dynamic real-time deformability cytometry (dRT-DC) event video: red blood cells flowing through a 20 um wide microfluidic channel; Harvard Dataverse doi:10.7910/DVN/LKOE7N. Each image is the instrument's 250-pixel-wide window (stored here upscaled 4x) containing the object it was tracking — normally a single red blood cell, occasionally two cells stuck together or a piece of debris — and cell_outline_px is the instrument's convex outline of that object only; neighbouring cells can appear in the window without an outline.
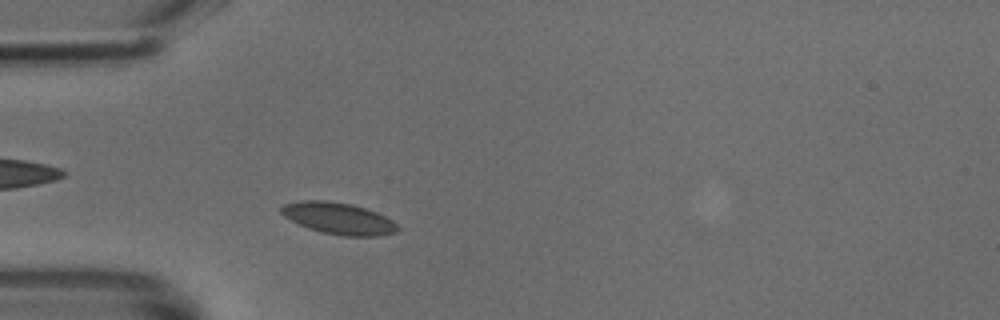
{"species": "common noctule bat (a hibernating species)", "species_latin": "Nyctalus noctula", "temperature_condition": "cold", "stored_images_in_passage": 39, "camera_frame_rate_fps": 3000, "um_per_image_px": 0.085, "animal": {"sex": "male", "body_mass_g": 18.8}, "frame": {"image": 1, "passage_image": 4, "time_ms": 1.0, "image_size_px": [1000, 320], "cell_outline_px": [[400, 228], [396, 232], [380, 236], [340, 236], [308, 228], [284, 216], [280, 212], [280, 208], [284, 204], [304, 200], [324, 200], [352, 204], [376, 212], [392, 220]], "centroid_in_image_um": [28.79, 18.56], "position_along_channel_um": 56.2, "area_um2": 21.33}}
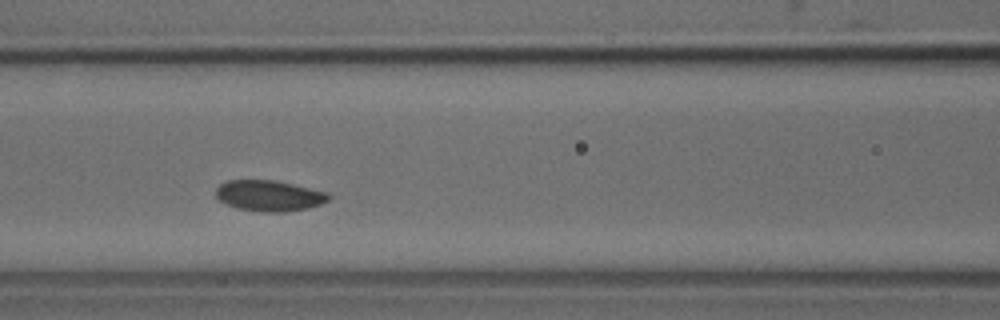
{"frame": {"image": 2, "passage_image": 11, "time_ms": 3.333, "image_size_px": [1000, 320], "cell_outline_px": [[332, 196], [328, 200], [320, 204], [308, 208], [284, 212], [260, 212], [236, 208], [220, 200], [216, 196], [216, 188], [220, 184], [228, 180], [276, 180], [328, 192]], "centroid_in_image_um": [22.89, 16.63], "position_along_channel_um": 143.7, "area_um2": 20.35}}
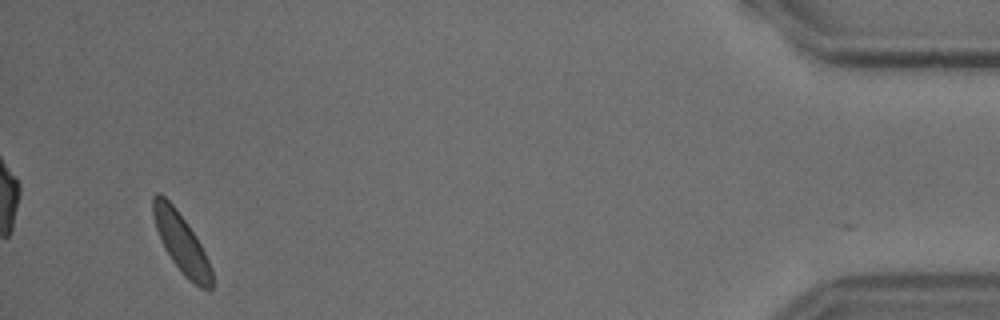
{"frame": {"image": 3, "passage_image": 37, "time_ms": 12.0, "image_size_px": [1000, 320], "cell_outline_px": [[212, 288], [208, 292], [200, 288], [184, 276], [172, 260], [164, 248], [160, 240], [156, 228], [152, 212], [152, 196], [156, 192], [160, 192], [176, 208], [188, 224], [196, 236], [212, 268]], "centroid_in_image_um": [15.41, 20.65], "position_along_channel_um": 419.8, "area_um2": 20.4}}